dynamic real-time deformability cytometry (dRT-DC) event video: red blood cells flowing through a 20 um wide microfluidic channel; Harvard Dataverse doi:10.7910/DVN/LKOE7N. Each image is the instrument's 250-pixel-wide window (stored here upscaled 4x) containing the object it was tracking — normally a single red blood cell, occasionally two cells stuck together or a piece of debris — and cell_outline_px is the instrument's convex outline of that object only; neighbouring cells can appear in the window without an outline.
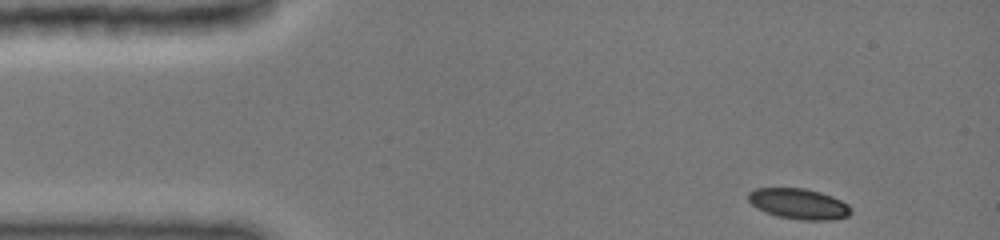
{"species": "common noctule bat (a hibernating species)", "species_latin": "Nyctalus noctula", "temperature_condition": "cold", "stored_images_in_passage": 10, "camera_frame_rate_fps": 3000, "um_per_image_px": 0.085, "animal": {"sex": "female", "body_mass_g": 19.0, "forearm_length_mm": 51.5}, "frame": {"image": 1, "passage_image": 1, "time_ms": 0.0, "image_size_px": [1000, 240], "cell_outline_px": [[852, 212], [848, 216], [828, 220], [804, 220], [776, 216], [756, 208], [748, 200], [748, 192], [756, 188], [804, 188], [820, 192], [832, 196], [848, 204], [852, 208]], "centroid_in_image_um": [67.89, 17.32], "position_along_channel_um": 17.1, "area_um2": 18.32}}
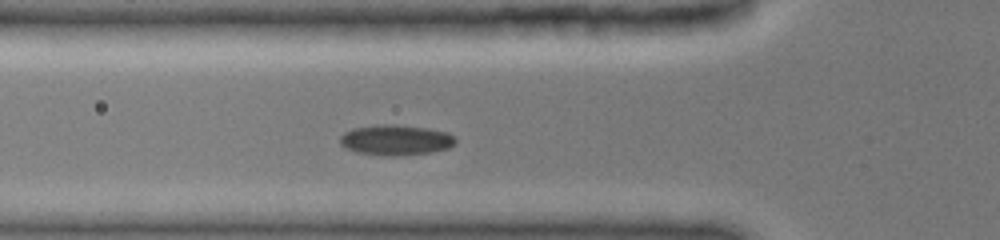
{"frame": {"image": 2, "passage_image": 7, "time_ms": 4.0, "image_size_px": [1000, 240], "cell_outline_px": [[456, 144], [448, 148], [428, 152], [356, 152], [344, 148], [340, 144], [340, 136], [344, 132], [352, 128], [392, 124], [428, 128], [448, 132], [456, 140]], "centroid_in_image_um": [33.64, 11.83], "position_along_channel_um": 92.2, "area_um2": 19.19}}
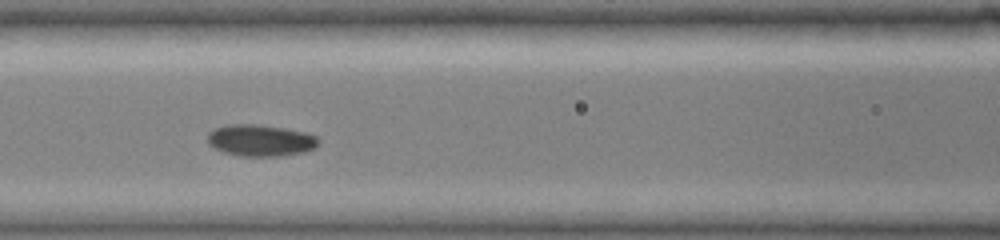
{"frame": {"image": 3, "passage_image": 9, "time_ms": 5.333, "image_size_px": [1000, 240], "cell_outline_px": [[320, 140], [316, 148], [304, 152], [280, 156], [240, 156], [224, 152], [208, 144], [208, 132], [216, 128], [228, 124], [256, 124], [284, 128], [304, 132], [316, 136]], "centroid_in_image_um": [22.16, 11.93], "position_along_channel_um": 144.4, "area_um2": 20.46}}